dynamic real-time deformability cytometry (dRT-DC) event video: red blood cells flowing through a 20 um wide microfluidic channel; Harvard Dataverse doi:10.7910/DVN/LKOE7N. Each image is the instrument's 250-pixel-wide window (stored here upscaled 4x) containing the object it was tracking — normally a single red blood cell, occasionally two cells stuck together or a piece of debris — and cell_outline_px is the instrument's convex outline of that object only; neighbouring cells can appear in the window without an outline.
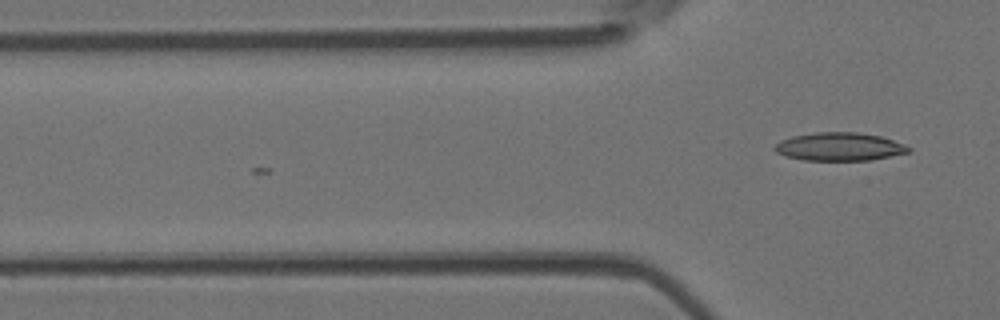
{"species": "Egyptian fruit bat (a non-hibernating species)", "species_latin": "Rousettus aegyptiacus", "temperature_condition": "room temperature", "stored_images_in_passage": 3, "camera_frame_rate_fps": 3000, "um_per_image_px": 0.085, "animal": {"sex": "female"}, "frame": {"image": 1, "passage_image": 3, "time_ms": 0.667, "image_size_px": [1000, 320], "cell_outline_px": [[912, 148], [908, 152], [872, 160], [804, 160], [784, 156], [776, 152], [772, 148], [780, 140], [792, 136], [816, 132], [856, 132], [880, 136], [904, 144]], "centroid_in_image_um": [71.32, 12.47], "position_along_channel_um": 54.5, "area_um2": 21.96}}